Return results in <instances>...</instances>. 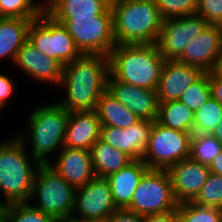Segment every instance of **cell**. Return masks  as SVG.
Here are the masks:
<instances>
[{"label": "cell", "mask_w": 222, "mask_h": 222, "mask_svg": "<svg viewBox=\"0 0 222 222\" xmlns=\"http://www.w3.org/2000/svg\"><path fill=\"white\" fill-rule=\"evenodd\" d=\"M178 204L168 171L149 169L141 178L125 209L147 216L175 210Z\"/></svg>", "instance_id": "9c48e42d"}, {"label": "cell", "mask_w": 222, "mask_h": 222, "mask_svg": "<svg viewBox=\"0 0 222 222\" xmlns=\"http://www.w3.org/2000/svg\"><path fill=\"white\" fill-rule=\"evenodd\" d=\"M222 151V144L212 134H192L190 158L205 165H210Z\"/></svg>", "instance_id": "83f0119b"}, {"label": "cell", "mask_w": 222, "mask_h": 222, "mask_svg": "<svg viewBox=\"0 0 222 222\" xmlns=\"http://www.w3.org/2000/svg\"><path fill=\"white\" fill-rule=\"evenodd\" d=\"M95 111L101 126L127 129L140 121L136 114L115 99L107 90L99 98Z\"/></svg>", "instance_id": "d4e9b609"}, {"label": "cell", "mask_w": 222, "mask_h": 222, "mask_svg": "<svg viewBox=\"0 0 222 222\" xmlns=\"http://www.w3.org/2000/svg\"><path fill=\"white\" fill-rule=\"evenodd\" d=\"M203 74L200 68L177 60H166L156 89L158 101H178L183 92Z\"/></svg>", "instance_id": "d6986e66"}, {"label": "cell", "mask_w": 222, "mask_h": 222, "mask_svg": "<svg viewBox=\"0 0 222 222\" xmlns=\"http://www.w3.org/2000/svg\"><path fill=\"white\" fill-rule=\"evenodd\" d=\"M30 19L0 17V63H14L18 50L28 40Z\"/></svg>", "instance_id": "7402d4cb"}, {"label": "cell", "mask_w": 222, "mask_h": 222, "mask_svg": "<svg viewBox=\"0 0 222 222\" xmlns=\"http://www.w3.org/2000/svg\"><path fill=\"white\" fill-rule=\"evenodd\" d=\"M111 0H50L44 12L51 18H76L103 15Z\"/></svg>", "instance_id": "603a6c76"}, {"label": "cell", "mask_w": 222, "mask_h": 222, "mask_svg": "<svg viewBox=\"0 0 222 222\" xmlns=\"http://www.w3.org/2000/svg\"><path fill=\"white\" fill-rule=\"evenodd\" d=\"M28 40L41 53L54 58L62 66L82 55L67 29L44 11L37 19L31 21Z\"/></svg>", "instance_id": "ba28073f"}, {"label": "cell", "mask_w": 222, "mask_h": 222, "mask_svg": "<svg viewBox=\"0 0 222 222\" xmlns=\"http://www.w3.org/2000/svg\"><path fill=\"white\" fill-rule=\"evenodd\" d=\"M154 122L140 120L127 129L101 126L100 139L128 154L133 160H141L147 149Z\"/></svg>", "instance_id": "5bb4252c"}, {"label": "cell", "mask_w": 222, "mask_h": 222, "mask_svg": "<svg viewBox=\"0 0 222 222\" xmlns=\"http://www.w3.org/2000/svg\"><path fill=\"white\" fill-rule=\"evenodd\" d=\"M3 205L0 203V215L2 214Z\"/></svg>", "instance_id": "bcb514c9"}, {"label": "cell", "mask_w": 222, "mask_h": 222, "mask_svg": "<svg viewBox=\"0 0 222 222\" xmlns=\"http://www.w3.org/2000/svg\"><path fill=\"white\" fill-rule=\"evenodd\" d=\"M162 20L180 18L196 13L197 0H155Z\"/></svg>", "instance_id": "836d02e7"}, {"label": "cell", "mask_w": 222, "mask_h": 222, "mask_svg": "<svg viewBox=\"0 0 222 222\" xmlns=\"http://www.w3.org/2000/svg\"><path fill=\"white\" fill-rule=\"evenodd\" d=\"M194 114L179 101L159 102L156 122L170 129L193 133Z\"/></svg>", "instance_id": "484cf974"}, {"label": "cell", "mask_w": 222, "mask_h": 222, "mask_svg": "<svg viewBox=\"0 0 222 222\" xmlns=\"http://www.w3.org/2000/svg\"><path fill=\"white\" fill-rule=\"evenodd\" d=\"M192 134L164 127L155 121L141 160L149 169L167 170L190 157Z\"/></svg>", "instance_id": "30bf717a"}, {"label": "cell", "mask_w": 222, "mask_h": 222, "mask_svg": "<svg viewBox=\"0 0 222 222\" xmlns=\"http://www.w3.org/2000/svg\"><path fill=\"white\" fill-rule=\"evenodd\" d=\"M191 202L200 206L222 209V176L210 173L201 190Z\"/></svg>", "instance_id": "1f68e13d"}, {"label": "cell", "mask_w": 222, "mask_h": 222, "mask_svg": "<svg viewBox=\"0 0 222 222\" xmlns=\"http://www.w3.org/2000/svg\"><path fill=\"white\" fill-rule=\"evenodd\" d=\"M196 13L209 24L222 25V0H197Z\"/></svg>", "instance_id": "e575fe53"}, {"label": "cell", "mask_w": 222, "mask_h": 222, "mask_svg": "<svg viewBox=\"0 0 222 222\" xmlns=\"http://www.w3.org/2000/svg\"><path fill=\"white\" fill-rule=\"evenodd\" d=\"M0 222H4L2 215H0Z\"/></svg>", "instance_id": "7dc6e473"}, {"label": "cell", "mask_w": 222, "mask_h": 222, "mask_svg": "<svg viewBox=\"0 0 222 222\" xmlns=\"http://www.w3.org/2000/svg\"><path fill=\"white\" fill-rule=\"evenodd\" d=\"M1 215L4 222H58L52 216L32 207L28 202L5 205Z\"/></svg>", "instance_id": "f546056e"}, {"label": "cell", "mask_w": 222, "mask_h": 222, "mask_svg": "<svg viewBox=\"0 0 222 222\" xmlns=\"http://www.w3.org/2000/svg\"><path fill=\"white\" fill-rule=\"evenodd\" d=\"M57 155L58 158L48 165L75 189L84 186L96 176L90 150L64 146Z\"/></svg>", "instance_id": "ac0fdd59"}, {"label": "cell", "mask_w": 222, "mask_h": 222, "mask_svg": "<svg viewBox=\"0 0 222 222\" xmlns=\"http://www.w3.org/2000/svg\"><path fill=\"white\" fill-rule=\"evenodd\" d=\"M209 23L194 13L180 18L164 20L156 45L165 60H178L185 47Z\"/></svg>", "instance_id": "7c38bea8"}, {"label": "cell", "mask_w": 222, "mask_h": 222, "mask_svg": "<svg viewBox=\"0 0 222 222\" xmlns=\"http://www.w3.org/2000/svg\"><path fill=\"white\" fill-rule=\"evenodd\" d=\"M212 135L222 144V121L216 126V129L212 132Z\"/></svg>", "instance_id": "b9f144b4"}, {"label": "cell", "mask_w": 222, "mask_h": 222, "mask_svg": "<svg viewBox=\"0 0 222 222\" xmlns=\"http://www.w3.org/2000/svg\"><path fill=\"white\" fill-rule=\"evenodd\" d=\"M43 11L49 6L50 0H33Z\"/></svg>", "instance_id": "7bdbcfd3"}, {"label": "cell", "mask_w": 222, "mask_h": 222, "mask_svg": "<svg viewBox=\"0 0 222 222\" xmlns=\"http://www.w3.org/2000/svg\"><path fill=\"white\" fill-rule=\"evenodd\" d=\"M211 97L209 73H204L183 92L178 101L185 104L195 113Z\"/></svg>", "instance_id": "4dcf8cb0"}, {"label": "cell", "mask_w": 222, "mask_h": 222, "mask_svg": "<svg viewBox=\"0 0 222 222\" xmlns=\"http://www.w3.org/2000/svg\"><path fill=\"white\" fill-rule=\"evenodd\" d=\"M108 58L113 78L151 90L157 89L166 62L156 44H116Z\"/></svg>", "instance_id": "3957f363"}, {"label": "cell", "mask_w": 222, "mask_h": 222, "mask_svg": "<svg viewBox=\"0 0 222 222\" xmlns=\"http://www.w3.org/2000/svg\"><path fill=\"white\" fill-rule=\"evenodd\" d=\"M221 51L222 25L208 24L203 32L185 47L177 61L209 73L212 72Z\"/></svg>", "instance_id": "4fadbf2b"}, {"label": "cell", "mask_w": 222, "mask_h": 222, "mask_svg": "<svg viewBox=\"0 0 222 222\" xmlns=\"http://www.w3.org/2000/svg\"><path fill=\"white\" fill-rule=\"evenodd\" d=\"M107 91L120 103L127 106L140 120L156 121L159 107L156 90L123 83L109 74Z\"/></svg>", "instance_id": "2e32d148"}, {"label": "cell", "mask_w": 222, "mask_h": 222, "mask_svg": "<svg viewBox=\"0 0 222 222\" xmlns=\"http://www.w3.org/2000/svg\"><path fill=\"white\" fill-rule=\"evenodd\" d=\"M212 72L219 78L222 79V51L220 52L219 56L217 57L215 66Z\"/></svg>", "instance_id": "60d3db41"}, {"label": "cell", "mask_w": 222, "mask_h": 222, "mask_svg": "<svg viewBox=\"0 0 222 222\" xmlns=\"http://www.w3.org/2000/svg\"><path fill=\"white\" fill-rule=\"evenodd\" d=\"M116 44H156L162 17L155 0H111Z\"/></svg>", "instance_id": "5b68a950"}, {"label": "cell", "mask_w": 222, "mask_h": 222, "mask_svg": "<svg viewBox=\"0 0 222 222\" xmlns=\"http://www.w3.org/2000/svg\"><path fill=\"white\" fill-rule=\"evenodd\" d=\"M69 112L56 100L46 104H38L27 115V128L17 134L24 142L30 143L31 156L40 164L48 165L49 156L64 147Z\"/></svg>", "instance_id": "277c9868"}, {"label": "cell", "mask_w": 222, "mask_h": 222, "mask_svg": "<svg viewBox=\"0 0 222 222\" xmlns=\"http://www.w3.org/2000/svg\"><path fill=\"white\" fill-rule=\"evenodd\" d=\"M177 222H222V209L200 206L191 201L179 203Z\"/></svg>", "instance_id": "f1b7e54d"}, {"label": "cell", "mask_w": 222, "mask_h": 222, "mask_svg": "<svg viewBox=\"0 0 222 222\" xmlns=\"http://www.w3.org/2000/svg\"><path fill=\"white\" fill-rule=\"evenodd\" d=\"M221 121L222 105L211 97L194 114L193 134H212Z\"/></svg>", "instance_id": "4316f807"}, {"label": "cell", "mask_w": 222, "mask_h": 222, "mask_svg": "<svg viewBox=\"0 0 222 222\" xmlns=\"http://www.w3.org/2000/svg\"><path fill=\"white\" fill-rule=\"evenodd\" d=\"M15 81L6 72H0V102L7 107V103L16 91Z\"/></svg>", "instance_id": "d590c367"}, {"label": "cell", "mask_w": 222, "mask_h": 222, "mask_svg": "<svg viewBox=\"0 0 222 222\" xmlns=\"http://www.w3.org/2000/svg\"><path fill=\"white\" fill-rule=\"evenodd\" d=\"M109 58L105 55H84L65 64L59 88L65 98L56 102L68 112L94 111L101 95L107 90Z\"/></svg>", "instance_id": "6da1fadb"}, {"label": "cell", "mask_w": 222, "mask_h": 222, "mask_svg": "<svg viewBox=\"0 0 222 222\" xmlns=\"http://www.w3.org/2000/svg\"><path fill=\"white\" fill-rule=\"evenodd\" d=\"M106 222H144V216L127 209H117L109 215Z\"/></svg>", "instance_id": "8d00e7d4"}, {"label": "cell", "mask_w": 222, "mask_h": 222, "mask_svg": "<svg viewBox=\"0 0 222 222\" xmlns=\"http://www.w3.org/2000/svg\"><path fill=\"white\" fill-rule=\"evenodd\" d=\"M144 222H177V209L144 216Z\"/></svg>", "instance_id": "74e56055"}, {"label": "cell", "mask_w": 222, "mask_h": 222, "mask_svg": "<svg viewBox=\"0 0 222 222\" xmlns=\"http://www.w3.org/2000/svg\"><path fill=\"white\" fill-rule=\"evenodd\" d=\"M100 133L101 122L95 110L69 112L64 146L90 150Z\"/></svg>", "instance_id": "ffe728a7"}, {"label": "cell", "mask_w": 222, "mask_h": 222, "mask_svg": "<svg viewBox=\"0 0 222 222\" xmlns=\"http://www.w3.org/2000/svg\"><path fill=\"white\" fill-rule=\"evenodd\" d=\"M8 137L0 141V203L3 206L28 202L40 166L28 154L26 146L29 144L24 143L16 133Z\"/></svg>", "instance_id": "7a4b0ae2"}, {"label": "cell", "mask_w": 222, "mask_h": 222, "mask_svg": "<svg viewBox=\"0 0 222 222\" xmlns=\"http://www.w3.org/2000/svg\"><path fill=\"white\" fill-rule=\"evenodd\" d=\"M13 65L38 83L58 88L62 80L63 66L54 58L41 53L29 40L18 50Z\"/></svg>", "instance_id": "9a60e30c"}, {"label": "cell", "mask_w": 222, "mask_h": 222, "mask_svg": "<svg viewBox=\"0 0 222 222\" xmlns=\"http://www.w3.org/2000/svg\"><path fill=\"white\" fill-rule=\"evenodd\" d=\"M95 175L107 178L134 161L128 154L105 143L100 138L90 149Z\"/></svg>", "instance_id": "cb8c5ba5"}, {"label": "cell", "mask_w": 222, "mask_h": 222, "mask_svg": "<svg viewBox=\"0 0 222 222\" xmlns=\"http://www.w3.org/2000/svg\"><path fill=\"white\" fill-rule=\"evenodd\" d=\"M209 83L212 97L222 105V79L209 72Z\"/></svg>", "instance_id": "f35d334b"}, {"label": "cell", "mask_w": 222, "mask_h": 222, "mask_svg": "<svg viewBox=\"0 0 222 222\" xmlns=\"http://www.w3.org/2000/svg\"><path fill=\"white\" fill-rule=\"evenodd\" d=\"M149 167L142 160H134L126 167L107 177L113 201L118 209L126 208L143 175Z\"/></svg>", "instance_id": "44dd1931"}, {"label": "cell", "mask_w": 222, "mask_h": 222, "mask_svg": "<svg viewBox=\"0 0 222 222\" xmlns=\"http://www.w3.org/2000/svg\"><path fill=\"white\" fill-rule=\"evenodd\" d=\"M117 209L107 178L95 176L76 189L71 218L82 222H106Z\"/></svg>", "instance_id": "8fae6325"}, {"label": "cell", "mask_w": 222, "mask_h": 222, "mask_svg": "<svg viewBox=\"0 0 222 222\" xmlns=\"http://www.w3.org/2000/svg\"><path fill=\"white\" fill-rule=\"evenodd\" d=\"M52 19L67 29L81 54L109 56L116 46L111 8L93 17Z\"/></svg>", "instance_id": "52a82bcc"}, {"label": "cell", "mask_w": 222, "mask_h": 222, "mask_svg": "<svg viewBox=\"0 0 222 222\" xmlns=\"http://www.w3.org/2000/svg\"><path fill=\"white\" fill-rule=\"evenodd\" d=\"M58 222H82V221H78V220H75L73 218H67V219H64V220H61V221H58Z\"/></svg>", "instance_id": "ee69618b"}, {"label": "cell", "mask_w": 222, "mask_h": 222, "mask_svg": "<svg viewBox=\"0 0 222 222\" xmlns=\"http://www.w3.org/2000/svg\"><path fill=\"white\" fill-rule=\"evenodd\" d=\"M210 172L222 176V151L214 158L209 165Z\"/></svg>", "instance_id": "ab89813d"}, {"label": "cell", "mask_w": 222, "mask_h": 222, "mask_svg": "<svg viewBox=\"0 0 222 222\" xmlns=\"http://www.w3.org/2000/svg\"><path fill=\"white\" fill-rule=\"evenodd\" d=\"M42 12L33 0H0V17L35 20Z\"/></svg>", "instance_id": "d6a6232c"}, {"label": "cell", "mask_w": 222, "mask_h": 222, "mask_svg": "<svg viewBox=\"0 0 222 222\" xmlns=\"http://www.w3.org/2000/svg\"><path fill=\"white\" fill-rule=\"evenodd\" d=\"M75 192L76 189L51 166L40 165L34 177L28 203L57 221H61L73 215Z\"/></svg>", "instance_id": "8992f818"}, {"label": "cell", "mask_w": 222, "mask_h": 222, "mask_svg": "<svg viewBox=\"0 0 222 222\" xmlns=\"http://www.w3.org/2000/svg\"><path fill=\"white\" fill-rule=\"evenodd\" d=\"M5 108H7V107H5V106L0 102V112H1V113L4 112L2 109H5Z\"/></svg>", "instance_id": "f6af8a7d"}, {"label": "cell", "mask_w": 222, "mask_h": 222, "mask_svg": "<svg viewBox=\"0 0 222 222\" xmlns=\"http://www.w3.org/2000/svg\"><path fill=\"white\" fill-rule=\"evenodd\" d=\"M167 171L178 203L192 201L211 173L208 165L201 164L190 157L170 166Z\"/></svg>", "instance_id": "e0dca14e"}]
</instances>
